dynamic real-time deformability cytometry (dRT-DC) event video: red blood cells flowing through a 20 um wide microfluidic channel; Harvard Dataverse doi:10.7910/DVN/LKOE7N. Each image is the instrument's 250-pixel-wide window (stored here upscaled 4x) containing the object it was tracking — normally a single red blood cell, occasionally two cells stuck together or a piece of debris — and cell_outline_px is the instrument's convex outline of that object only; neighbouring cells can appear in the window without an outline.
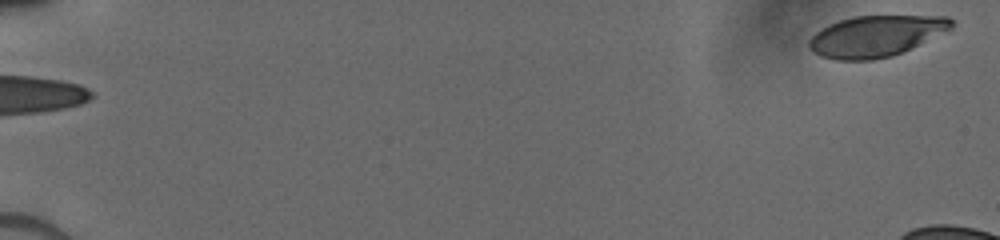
{"species": "human", "species_latin": "Homo sapiens", "temperature_condition": "cold", "stored_images_in_passage": 18, "camera_frame_rate_fps": 3000, "um_per_image_px": 0.085, "donor": {"sex": "male"}, "frame": {"image": 1, "passage_image": 1, "time_ms": 0.0, "image_size_px": [1000, 240], "cell_outline_px": [[956, 24], [952, 28], [904, 52], [892, 56], [872, 60], [836, 60], [820, 56], [812, 52], [808, 48], [808, 40], [816, 32], [828, 24], [840, 20], [856, 16], [948, 16], [956, 20]], "centroid_in_image_um": [74.46, 3.07], "position_along_channel_um": 10.5, "area_um2": 34.39}}